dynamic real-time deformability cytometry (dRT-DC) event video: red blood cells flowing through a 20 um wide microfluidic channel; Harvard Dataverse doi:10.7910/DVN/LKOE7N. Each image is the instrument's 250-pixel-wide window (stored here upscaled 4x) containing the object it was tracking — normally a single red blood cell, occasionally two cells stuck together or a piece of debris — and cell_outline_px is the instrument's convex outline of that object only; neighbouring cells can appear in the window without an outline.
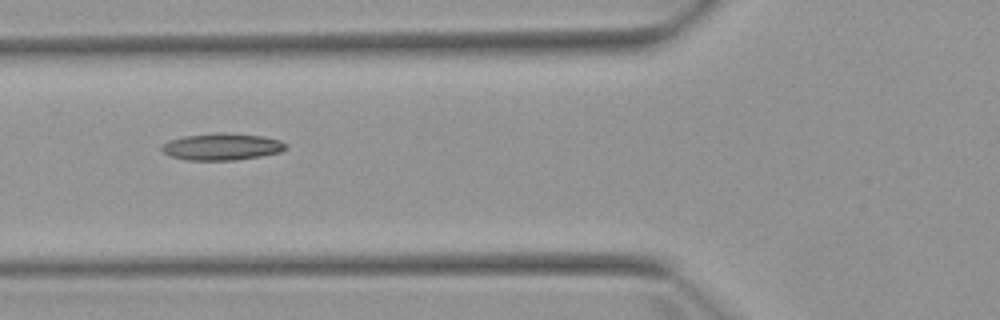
{"species": "Egyptian fruit bat (a non-hibernating species)", "species_latin": "Rousettus aegyptiacus", "temperature_condition": "warm", "stored_images_in_passage": 6, "camera_frame_rate_fps": 3000, "um_per_image_px": 0.085, "animal": {"sex": "female"}, "frame": {"image": 1, "passage_image": 5, "time_ms": 5.667, "image_size_px": [1000, 320], "cell_outline_px": [[288, 144], [280, 152], [260, 156], [236, 160], [184, 160], [172, 156], [164, 152], [160, 148], [164, 144], [172, 140], [184, 136], [216, 132], [224, 132], [264, 136], [280, 140]], "centroid_in_image_um": [18.89, 12.46], "position_along_channel_um": 106.9, "area_um2": 19.36}}
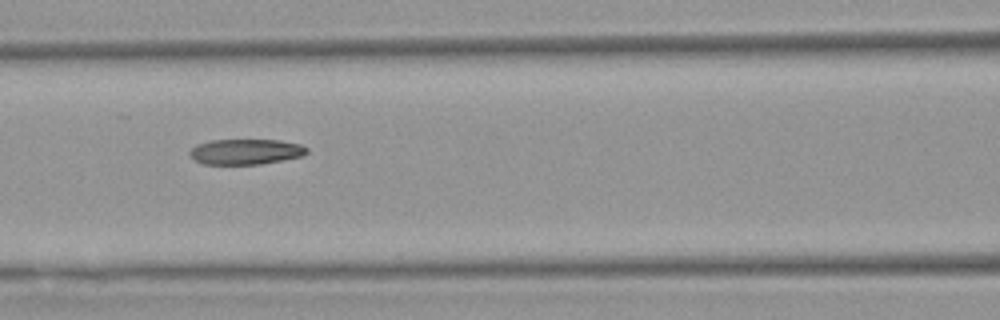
{"frame": {"image": 2, "passage_image": 6, "time_ms": 6.667, "image_size_px": [1000, 320], "cell_outline_px": [[308, 152], [300, 156], [260, 164], [204, 164], [196, 160], [188, 152], [196, 144], [208, 140], [280, 140], [300, 144], [308, 148]], "centroid_in_image_um": [20.87, 12.88], "position_along_channel_um": 145.7, "area_um2": 17.22}}